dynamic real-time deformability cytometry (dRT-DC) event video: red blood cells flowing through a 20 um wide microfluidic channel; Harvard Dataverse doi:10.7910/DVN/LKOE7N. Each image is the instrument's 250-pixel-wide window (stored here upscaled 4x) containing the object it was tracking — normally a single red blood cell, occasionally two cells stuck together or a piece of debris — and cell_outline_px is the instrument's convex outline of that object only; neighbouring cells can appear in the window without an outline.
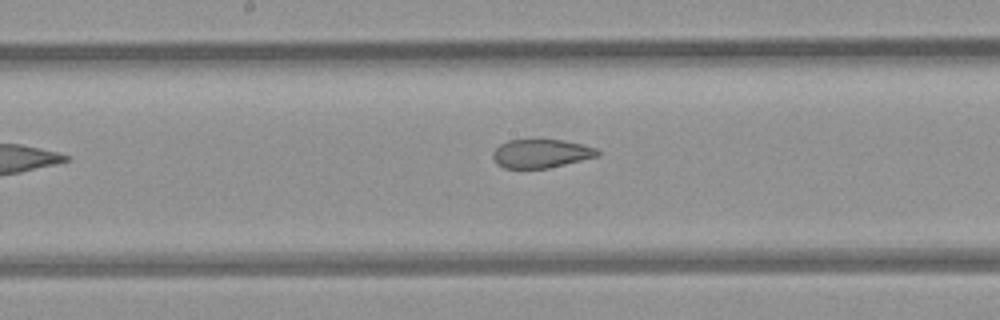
{"species": "common noctule bat (a hibernating species)", "species_latin": "Nyctalus noctula", "temperature_condition": "room temperature", "stored_images_in_passage": 6, "camera_frame_rate_fps": 3000, "um_per_image_px": 0.085, "animal": {"sex": "female", "body_mass_g": 21.9}, "frame": {"image": 1, "passage_image": 5, "time_ms": 1.333, "image_size_px": [1000, 320], "cell_outline_px": [[600, 156], [548, 168], [504, 168], [496, 164], [492, 156], [492, 152], [500, 144], [508, 140], [560, 140], [580, 144], [596, 148], [600, 152]], "centroid_in_image_um": [45.97, 13.06], "position_along_channel_um": 202.2, "area_um2": 17.4}}
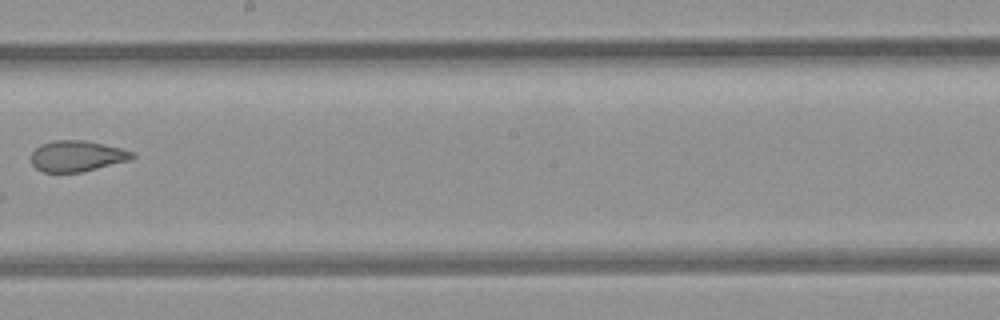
{"frame": {"image": 2, "passage_image": 6, "time_ms": 1.667, "image_size_px": [1000, 320], "cell_outline_px": [[136, 156], [128, 160], [84, 172], [44, 172], [36, 168], [32, 164], [32, 152], [40, 144], [52, 140], [84, 140], [104, 144], [136, 152]], "centroid_in_image_um": [6.55, 13.26], "position_along_channel_um": 241.7, "area_um2": 18.26}}